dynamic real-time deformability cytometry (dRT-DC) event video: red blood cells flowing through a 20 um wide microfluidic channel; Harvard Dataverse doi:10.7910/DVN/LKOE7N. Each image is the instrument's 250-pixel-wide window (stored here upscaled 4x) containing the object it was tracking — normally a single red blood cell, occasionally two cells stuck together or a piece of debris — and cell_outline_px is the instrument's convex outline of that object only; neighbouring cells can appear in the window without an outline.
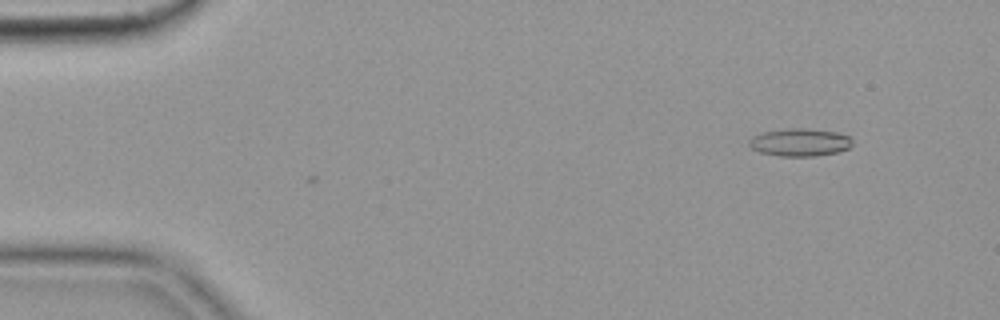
{"species": "common noctule bat (a hibernating species)", "species_latin": "Nyctalus noctula", "temperature_condition": "cold", "stored_images_in_passage": 3, "camera_frame_rate_fps": 3000, "um_per_image_px": 0.085, "animal": {"sex": "female", "body_mass_g": 19.9}, "frame": {"image": 1, "passage_image": 1, "time_ms": 0.0, "image_size_px": [1000, 320], "cell_outline_px": [[852, 144], [848, 148], [836, 152], [816, 156], [780, 156], [760, 152], [752, 148], [748, 144], [748, 140], [752, 136], [764, 132], [788, 128], [804, 128], [836, 132], [848, 136], [852, 140]], "centroid_in_image_um": [67.96, 12.09], "position_along_channel_um": 17.0, "area_um2": 16.59}}